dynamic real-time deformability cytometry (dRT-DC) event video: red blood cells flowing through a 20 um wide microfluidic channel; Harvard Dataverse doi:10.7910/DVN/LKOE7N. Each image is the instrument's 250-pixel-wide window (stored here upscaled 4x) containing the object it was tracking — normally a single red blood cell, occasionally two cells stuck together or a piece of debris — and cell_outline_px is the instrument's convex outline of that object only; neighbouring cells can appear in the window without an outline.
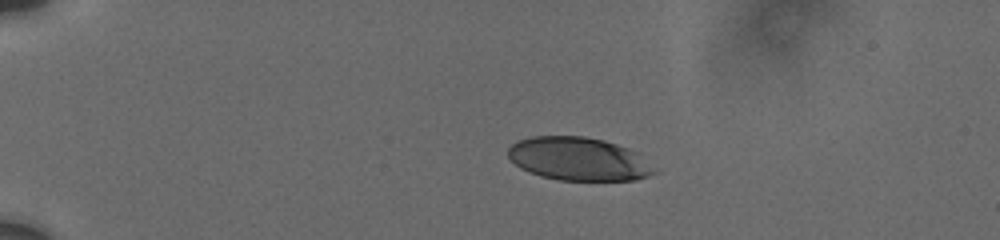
{"species": "human", "species_latin": "Homo sapiens", "temperature_condition": "cold", "stored_images_in_passage": 12, "camera_frame_rate_fps": 3000, "um_per_image_px": 0.085, "donor": {"sex": "male"}, "frame": {"image": 1, "passage_image": 6, "time_ms": 3.333, "image_size_px": [1000, 240], "cell_outline_px": [[656, 172], [648, 176], [636, 180], [560, 180], [540, 176], [528, 172], [520, 168], [508, 156], [508, 148], [512, 144], [520, 140], [532, 136], [584, 136], [604, 140], [640, 152], [656, 168]], "centroid_in_image_um": [49.22, 13.51], "position_along_channel_um": 35.8, "area_um2": 37.11}}
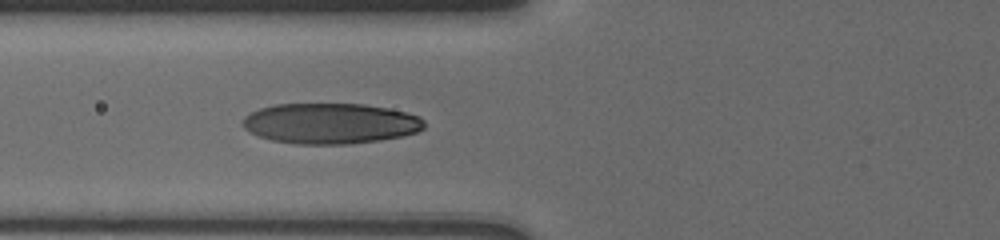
{"frame": {"image": 2, "passage_image": 12, "time_ms": 7.0, "image_size_px": [1000, 240], "cell_outline_px": [[424, 128], [416, 132], [404, 136], [380, 140], [348, 144], [296, 144], [272, 140], [260, 136], [244, 128], [240, 124], [244, 116], [248, 112], [272, 104], [364, 104], [388, 108], [420, 116], [424, 120]], "centroid_in_image_um": [28.06, 10.49], "position_along_channel_um": 97.7, "area_um2": 43.18}}